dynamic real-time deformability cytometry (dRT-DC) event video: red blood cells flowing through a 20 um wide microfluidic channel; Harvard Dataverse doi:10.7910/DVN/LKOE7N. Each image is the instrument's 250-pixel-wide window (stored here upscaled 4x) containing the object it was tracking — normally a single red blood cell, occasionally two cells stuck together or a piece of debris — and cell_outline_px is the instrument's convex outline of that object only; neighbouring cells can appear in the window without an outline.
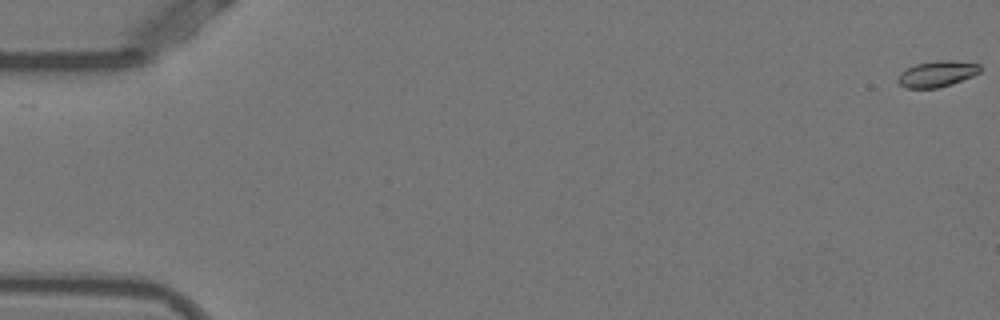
{"species": "Egyptian fruit bat (a non-hibernating species)", "species_latin": "Rousettus aegyptiacus", "temperature_condition": "warm", "stored_images_in_passage": 54, "camera_frame_rate_fps": 3000, "um_per_image_px": 0.085, "animal": {"sex": "female"}, "frame": {"image": 1, "passage_image": 1, "time_ms": 0.0, "image_size_px": [1000, 320], "cell_outline_px": [[980, 72], [972, 76], [952, 84], [936, 88], [904, 88], [896, 80], [900, 72], [916, 64], [936, 60], [952, 60], [980, 64]], "centroid_in_image_um": [79.63, 6.28], "position_along_channel_um": 5.4, "area_um2": 12.48}}
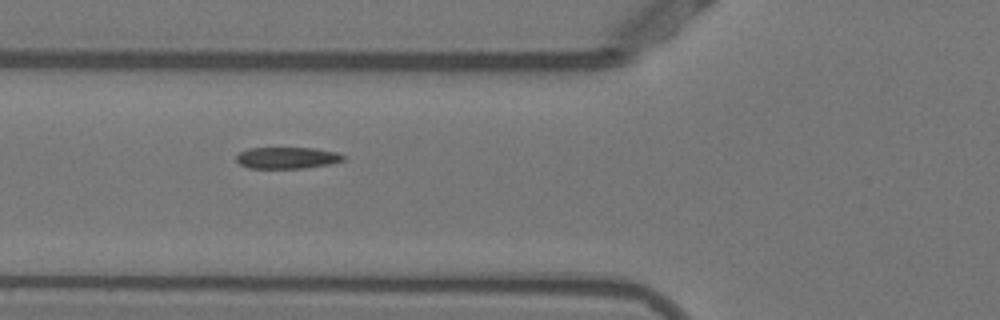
{"frame": {"image": 2, "passage_image": 21, "time_ms": 6.667, "image_size_px": [1000, 320], "cell_outline_px": [[344, 160], [332, 164], [304, 168], [248, 168], [240, 164], [236, 160], [236, 156], [240, 152], [248, 148], [316, 148], [336, 152], [344, 156]], "centroid_in_image_um": [24.41, 13.42], "position_along_channel_um": 101.4, "area_um2": 13.47}}
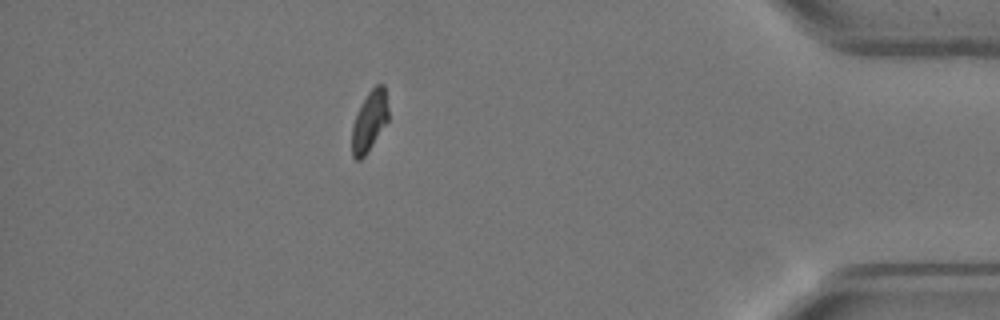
{"frame": {"image": 3, "passage_image": 48, "time_ms": 15.667, "image_size_px": [1000, 320], "cell_outline_px": [[388, 120], [364, 156], [360, 160], [356, 160], [352, 156], [352, 128], [360, 104], [368, 92], [376, 84], [384, 84], [388, 108]], "centroid_in_image_um": [31.4, 10.27], "position_along_channel_um": 403.8, "area_um2": 12.6}, "authors_computed_cell_mechanics": {"area_um2": 13.5541, "velocity_mm_per_s": 3.8401, "shape_relaxation_time_tau1_ms": 5.6499, "shape_relaxation_time_tau2_ms": 0.7014, "deformation_change_tau1": 0.1764, "deformation_change_tau2": 0.0557}}